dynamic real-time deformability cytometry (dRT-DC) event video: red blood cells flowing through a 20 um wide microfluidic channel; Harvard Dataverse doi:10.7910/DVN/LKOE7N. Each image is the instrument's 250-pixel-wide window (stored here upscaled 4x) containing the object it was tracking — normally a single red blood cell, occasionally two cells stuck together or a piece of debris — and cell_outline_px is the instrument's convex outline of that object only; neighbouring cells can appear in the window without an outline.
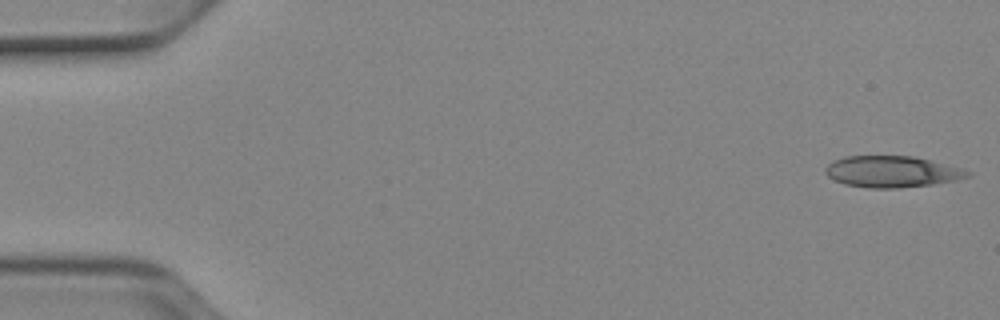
{"species": "Egyptian fruit bat (a non-hibernating species)", "species_latin": "Rousettus aegyptiacus", "temperature_condition": "cold", "stored_images_in_passage": 51, "camera_frame_rate_fps": 3000, "um_per_image_px": 0.085, "animal": {"sex": "female"}, "frame": {"image": 1, "passage_image": 1, "time_ms": 0.0, "image_size_px": [1000, 320], "cell_outline_px": [[972, 172], [968, 176], [956, 180], [932, 184], [896, 188], [868, 188], [844, 184], [828, 176], [824, 172], [824, 168], [832, 160], [844, 156], [912, 156], [960, 168]], "centroid_in_image_um": [75.75, 14.59], "position_along_channel_um": 9.3, "area_um2": 25.78}}
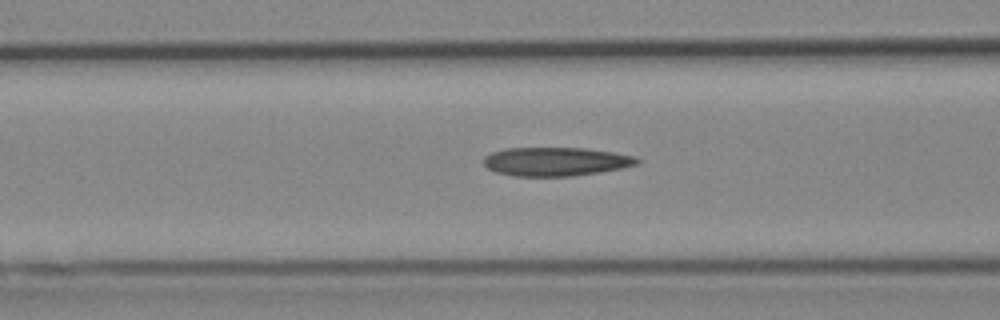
{"frame": {"image": 2, "passage_image": 20, "time_ms": 6.333, "image_size_px": [1000, 320], "cell_outline_px": [[640, 164], [600, 172], [572, 176], [512, 176], [496, 172], [488, 168], [484, 164], [484, 156], [492, 152], [508, 148], [584, 148], [612, 152], [632, 156], [640, 160]], "centroid_in_image_um": [47.22, 13.74], "position_along_channel_um": 119.4, "area_um2": 25.55}}
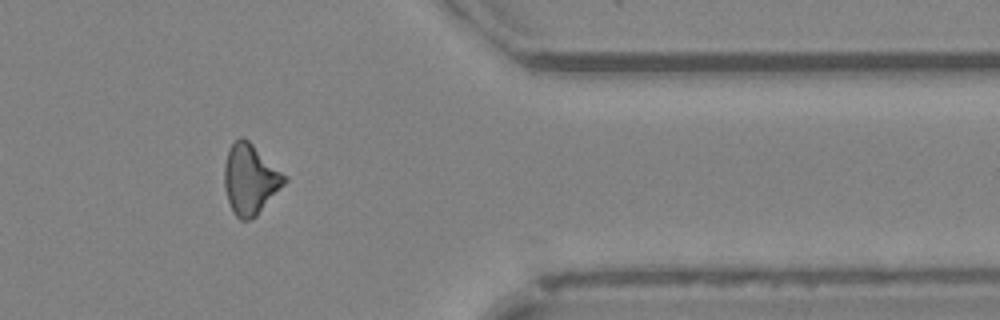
{"frame": {"image": 3, "passage_image": 42, "time_ms": 13.667, "image_size_px": [1000, 320], "cell_outline_px": [[288, 180], [256, 216], [248, 220], [240, 220], [232, 212], [228, 200], [224, 184], [224, 164], [228, 152], [232, 144], [240, 136], [248, 140], [288, 176]], "centroid_in_image_um": [21.28, 15.24], "position_along_channel_um": 390.1, "area_um2": 24.51}}